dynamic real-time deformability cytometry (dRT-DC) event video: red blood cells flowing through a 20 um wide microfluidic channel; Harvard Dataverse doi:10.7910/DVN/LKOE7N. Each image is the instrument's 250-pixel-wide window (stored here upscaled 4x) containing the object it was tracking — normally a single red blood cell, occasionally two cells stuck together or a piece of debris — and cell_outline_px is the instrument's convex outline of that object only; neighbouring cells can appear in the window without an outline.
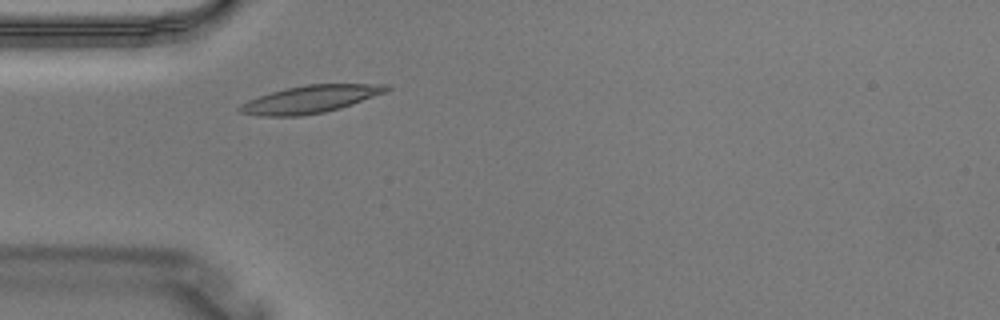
{"species": "Egyptian fruit bat (a non-hibernating species)", "species_latin": "Rousettus aegyptiacus", "temperature_condition": "warm", "stored_images_in_passage": 2, "camera_frame_rate_fps": 3000, "um_per_image_px": 0.085, "animal": {"sex": "male"}, "frame": {"image": 1, "passage_image": 2, "time_ms": 0.333, "image_size_px": [1000, 320], "cell_outline_px": [[392, 88], [384, 92], [352, 104], [340, 108], [324, 112], [300, 116], [260, 116], [240, 112], [236, 108], [240, 104], [248, 100], [272, 92], [288, 88], [308, 84], [388, 84]], "centroid_in_image_um": [26.36, 8.44], "position_along_channel_um": 58.6, "area_um2": 23.24}}